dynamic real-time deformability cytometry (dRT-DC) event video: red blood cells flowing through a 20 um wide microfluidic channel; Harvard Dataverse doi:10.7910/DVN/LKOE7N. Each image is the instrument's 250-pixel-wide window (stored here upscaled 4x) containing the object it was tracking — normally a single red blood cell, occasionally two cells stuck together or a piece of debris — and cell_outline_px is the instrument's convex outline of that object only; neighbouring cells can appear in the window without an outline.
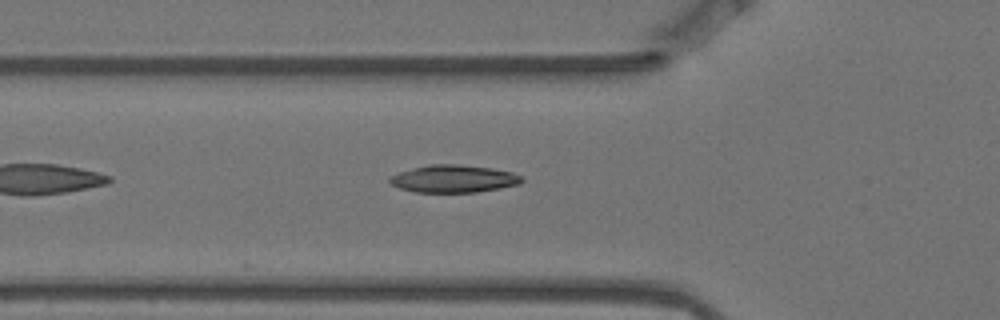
{"species": "Egyptian fruit bat (a non-hibernating species)", "species_latin": "Rousettus aegyptiacus", "temperature_condition": "warm", "stored_images_in_passage": 4, "camera_frame_rate_fps": 3000, "um_per_image_px": 0.085, "animal": {"sex": "female"}, "frame": {"image": 1, "passage_image": 4, "time_ms": 1.0, "image_size_px": [1000, 320], "cell_outline_px": [[524, 180], [520, 184], [500, 188], [476, 192], [416, 192], [400, 188], [392, 184], [388, 180], [388, 176], [412, 168], [428, 164], [456, 164], [492, 168], [512, 172], [524, 176]], "centroid_in_image_um": [38.58, 15.19], "position_along_channel_um": 87.2, "area_um2": 21.27}}